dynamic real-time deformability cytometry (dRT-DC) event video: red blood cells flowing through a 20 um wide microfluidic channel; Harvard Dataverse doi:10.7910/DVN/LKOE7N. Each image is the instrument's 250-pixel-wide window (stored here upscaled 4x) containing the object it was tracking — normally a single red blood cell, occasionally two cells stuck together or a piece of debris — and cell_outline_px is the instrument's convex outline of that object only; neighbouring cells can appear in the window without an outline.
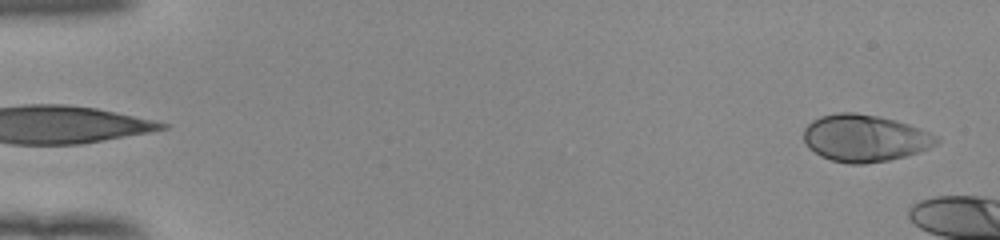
{"species": "human", "species_latin": "Homo sapiens", "temperature_condition": "room temperature", "stored_images_in_passage": 8, "camera_frame_rate_fps": 3000, "um_per_image_px": 0.085, "donor": {"sex": "female"}, "frame": {"image": 1, "passage_image": 2, "time_ms": 0.333, "image_size_px": [1000, 240], "cell_outline_px": [[940, 140], [936, 144], [920, 152], [888, 160], [864, 164], [848, 164], [832, 160], [820, 156], [808, 148], [804, 140], [804, 128], [812, 120], [820, 116], [836, 112], [856, 112], [896, 120], [920, 128], [940, 136]], "centroid_in_image_um": [73.5, 11.74], "position_along_channel_um": 11.5, "area_um2": 36.65}}